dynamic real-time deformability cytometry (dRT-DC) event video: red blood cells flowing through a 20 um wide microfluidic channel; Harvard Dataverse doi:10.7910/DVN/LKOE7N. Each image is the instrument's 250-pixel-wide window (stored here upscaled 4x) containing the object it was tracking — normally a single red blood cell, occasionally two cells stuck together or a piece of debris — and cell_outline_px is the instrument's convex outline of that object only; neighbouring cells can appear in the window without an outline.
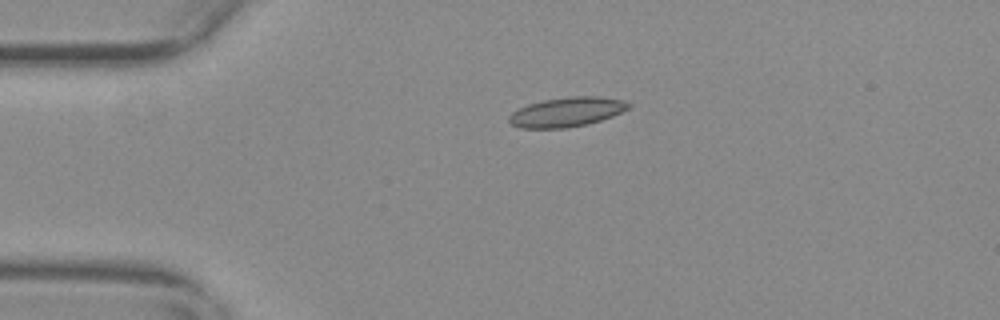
{"species": "common noctule bat (a hibernating species)", "species_latin": "Nyctalus noctula", "temperature_condition": "warm", "stored_images_in_passage": 46, "camera_frame_rate_fps": 3000, "um_per_image_px": 0.085, "animal": {"sex": "female", "body_mass_g": 29.2, "forearm_length_mm": 56.3}, "frame": {"image": 1, "passage_image": 2, "time_ms": 0.333, "image_size_px": [1000, 320], "cell_outline_px": [[632, 104], [628, 108], [612, 116], [588, 124], [568, 128], [520, 128], [512, 124], [508, 120], [508, 116], [512, 112], [528, 104], [544, 100], [572, 96], [600, 96], [624, 100]], "centroid_in_image_um": [48.18, 9.52], "position_along_channel_um": 36.8, "area_um2": 20.52}}
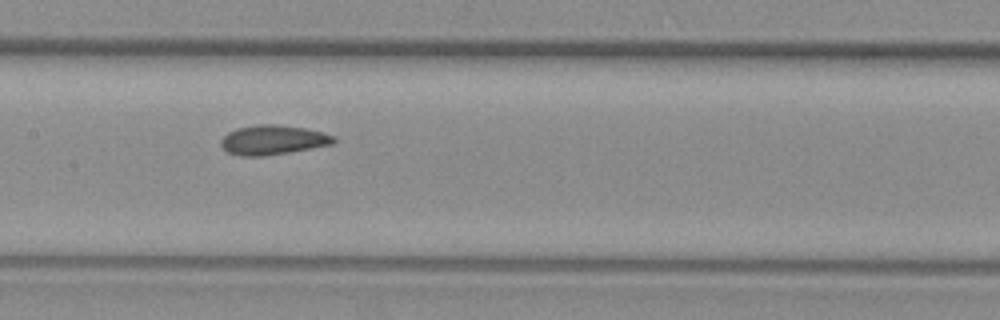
{"frame": {"image": 2, "passage_image": 17, "time_ms": 5.333, "image_size_px": [1000, 320], "cell_outline_px": [[336, 140], [332, 144], [288, 152], [264, 156], [240, 156], [228, 152], [220, 144], [220, 140], [228, 132], [236, 128], [256, 124], [276, 124], [304, 128], [324, 132], [336, 136]], "centroid_in_image_um": [23.19, 11.88], "position_along_channel_um": 184.2, "area_um2": 19.42}}
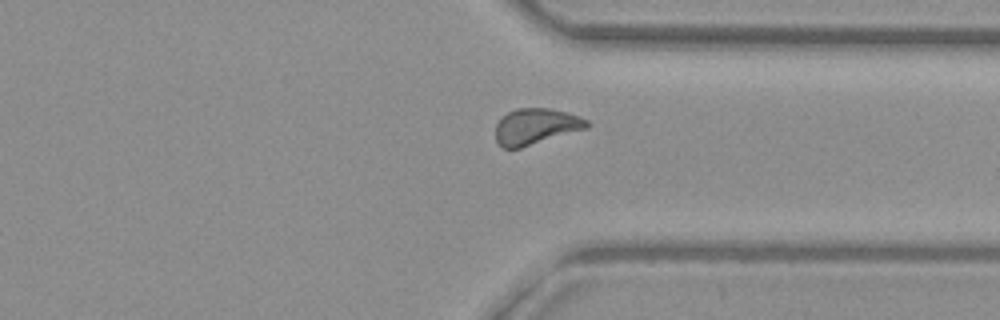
{"frame": {"image": 3, "passage_image": 32, "time_ms": 10.333, "image_size_px": [1000, 320], "cell_outline_px": [[588, 128], [520, 148], [504, 148], [496, 140], [496, 124], [508, 112], [516, 108], [548, 108], [568, 112], [580, 116], [588, 120]], "centroid_in_image_um": [45.57, 10.74], "position_along_channel_um": 365.8, "area_um2": 19.07}, "authors_computed_cell_mechanics": {"area_um2": 19.074, "velocity_mm_per_s": 3.6493, "shape_relaxation_time_tau1_ms": null, "shape_relaxation_time_tau2_ms": 2.7411, "deformation_change_tau1": null, "deformation_change_tau2": 0.0873}}